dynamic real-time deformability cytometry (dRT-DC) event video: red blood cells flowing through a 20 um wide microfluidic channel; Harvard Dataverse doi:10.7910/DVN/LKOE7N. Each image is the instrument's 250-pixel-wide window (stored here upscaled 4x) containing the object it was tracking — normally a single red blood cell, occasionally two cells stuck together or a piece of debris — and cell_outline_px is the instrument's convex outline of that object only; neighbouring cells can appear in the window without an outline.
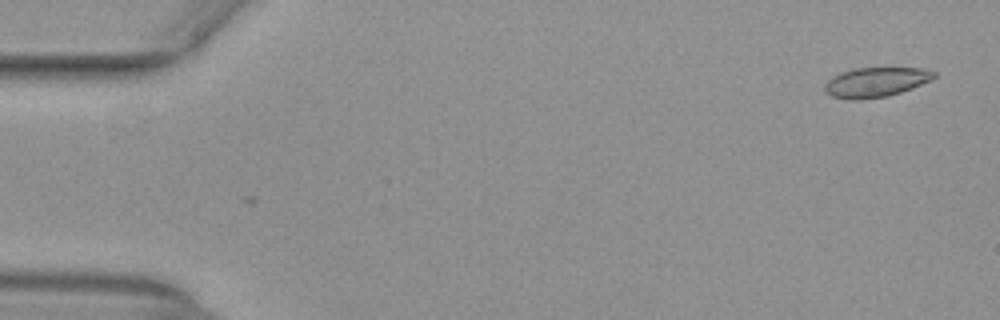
{"species": "common noctule bat (a hibernating species)", "species_latin": "Nyctalus noctula", "temperature_condition": "warm", "stored_images_in_passage": 2, "camera_frame_rate_fps": 3000, "um_per_image_px": 0.085, "animal": {"sex": "female", "body_mass_g": 29.2, "forearm_length_mm": 56.3}, "frame": {"image": 1, "passage_image": 1, "time_ms": 0.0, "image_size_px": [1000, 320], "cell_outline_px": [[936, 76], [932, 80], [912, 88], [888, 96], [860, 100], [852, 100], [832, 96], [824, 88], [824, 84], [832, 76], [840, 72], [852, 68], [924, 68], [936, 72]], "centroid_in_image_um": [74.45, 6.98], "position_along_channel_um": 10.5, "area_um2": 19.02}}